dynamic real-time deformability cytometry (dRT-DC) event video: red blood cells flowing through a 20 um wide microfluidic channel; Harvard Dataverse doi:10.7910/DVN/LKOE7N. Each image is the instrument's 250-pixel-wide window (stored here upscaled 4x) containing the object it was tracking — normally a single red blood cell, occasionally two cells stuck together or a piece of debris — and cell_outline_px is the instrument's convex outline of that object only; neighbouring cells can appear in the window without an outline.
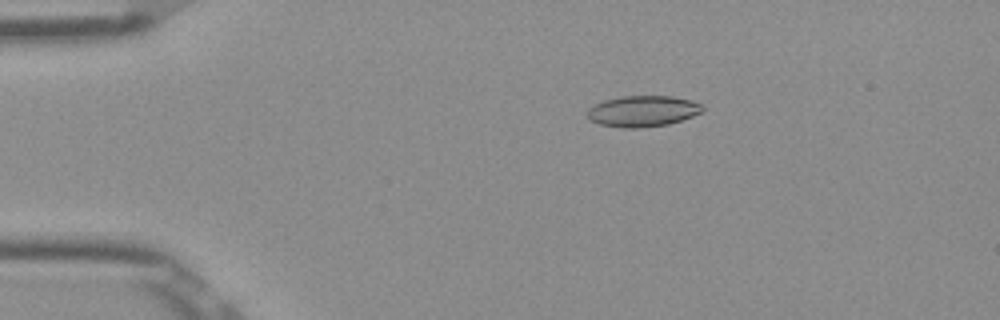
{"species": "Egyptian fruit bat (a non-hibernating species)", "species_latin": "Rousettus aegyptiacus", "temperature_condition": "room temperature", "stored_images_in_passage": 52, "camera_frame_rate_fps": 3000, "um_per_image_px": 0.085, "frame": {"image": 1, "passage_image": 10, "time_ms": 3.0, "image_size_px": [1000, 320], "cell_outline_px": [[704, 112], [668, 124], [640, 128], [624, 128], [600, 124], [592, 120], [588, 116], [588, 108], [604, 100], [620, 96], [672, 96], [692, 100], [700, 104], [704, 108]], "centroid_in_image_um": [54.66, 9.44], "position_along_channel_um": 30.3, "area_um2": 20.75}}
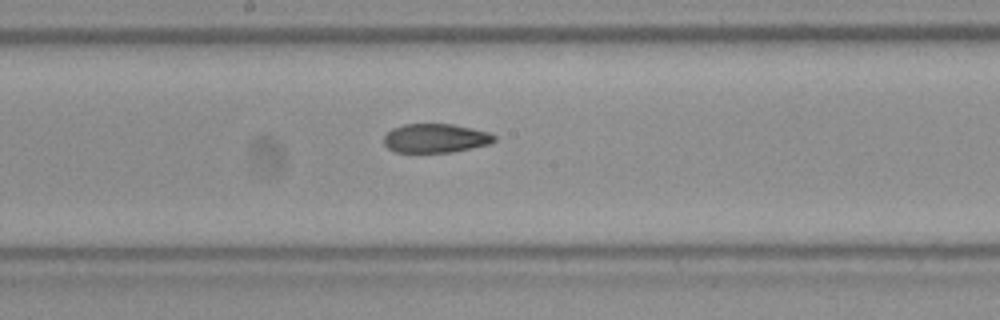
{"frame": {"image": 2, "passage_image": 28, "time_ms": 9.0, "image_size_px": [1000, 320], "cell_outline_px": [[496, 140], [488, 144], [452, 152], [396, 152], [388, 148], [384, 144], [384, 136], [392, 128], [404, 124], [452, 124], [472, 128], [488, 132], [496, 136]], "centroid_in_image_um": [37.0, 11.74], "position_along_channel_um": 211.2, "area_um2": 18.55}}
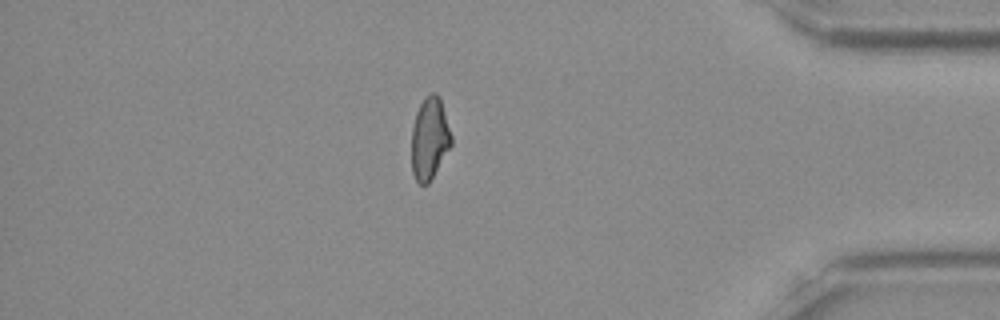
{"frame": {"image": 3, "passage_image": 45, "time_ms": 14.667, "image_size_px": [1000, 320], "cell_outline_px": [[452, 144], [428, 184], [420, 184], [416, 180], [412, 172], [412, 128], [416, 112], [424, 96], [428, 92], [436, 92], [440, 96], [452, 136]], "centroid_in_image_um": [36.52, 11.72], "position_along_channel_um": 398.7, "area_um2": 19.13}, "authors_computed_cell_mechanics": {"area_um2": 19.7965, "velocity_mm_per_s": 3.9132, "shape_relaxation_time_tau1_ms": null, "shape_relaxation_time_tau2_ms": 3.0387, "deformation_change_tau1": null, "deformation_change_tau2": 0.0927}}